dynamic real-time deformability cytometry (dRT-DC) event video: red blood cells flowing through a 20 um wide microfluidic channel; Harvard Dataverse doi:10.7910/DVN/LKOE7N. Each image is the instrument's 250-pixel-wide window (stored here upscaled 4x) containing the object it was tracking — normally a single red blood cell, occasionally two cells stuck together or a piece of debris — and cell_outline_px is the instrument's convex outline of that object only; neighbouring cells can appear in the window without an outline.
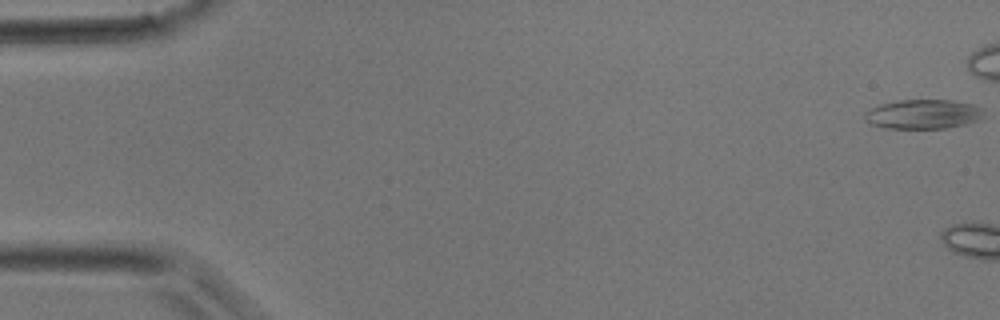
{"species": "common noctule bat (a hibernating species)", "species_latin": "Nyctalus noctula", "temperature_condition": "room temperature", "stored_images_in_passage": 5, "camera_frame_rate_fps": 3000, "um_per_image_px": 0.085, "animal": {"sex": "male", "body_mass_g": 17.9}, "frame": {"image": 1, "passage_image": 1, "time_ms": 0.0, "image_size_px": [1000, 320], "cell_outline_px": [[984, 116], [980, 120], [964, 124], [944, 128], [884, 128], [868, 124], [864, 116], [864, 112], [880, 104], [900, 100], [952, 100], [972, 104], [980, 108]], "centroid_in_image_um": [78.43, 9.71], "position_along_channel_um": 6.6, "area_um2": 20.35}}